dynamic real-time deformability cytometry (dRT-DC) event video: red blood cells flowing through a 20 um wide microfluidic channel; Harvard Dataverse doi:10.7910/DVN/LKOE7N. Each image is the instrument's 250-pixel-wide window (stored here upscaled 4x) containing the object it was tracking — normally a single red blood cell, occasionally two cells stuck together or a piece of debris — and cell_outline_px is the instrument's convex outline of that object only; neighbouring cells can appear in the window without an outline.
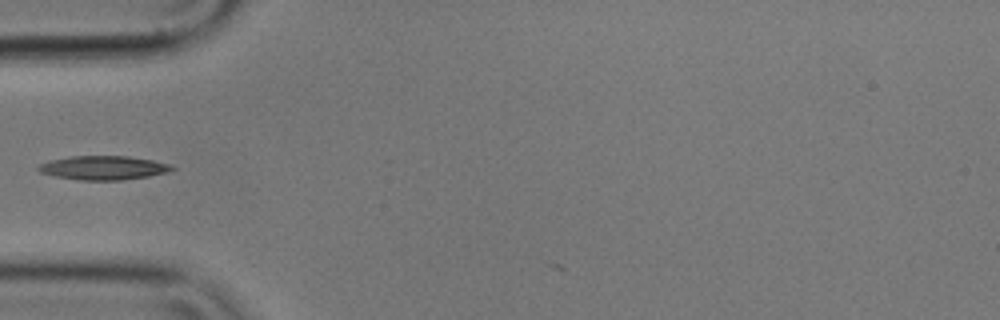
{"species": "common noctule bat (a hibernating species)", "species_latin": "Nyctalus noctula", "temperature_condition": "cold", "stored_images_in_passage": 2, "camera_frame_rate_fps": 3000, "um_per_image_px": 0.085, "animal": {"sex": "male", "body_mass_g": 17.9}, "frame": {"image": 1, "passage_image": 1, "time_ms": 0.0, "image_size_px": [1000, 320], "cell_outline_px": [[176, 168], [168, 172], [148, 176], [120, 180], [80, 180], [56, 176], [40, 172], [36, 168], [40, 164], [48, 160], [72, 156], [128, 156], [152, 160], [168, 164]], "centroid_in_image_um": [8.76, 14.26], "position_along_channel_um": 76.2, "area_um2": 18.5}}